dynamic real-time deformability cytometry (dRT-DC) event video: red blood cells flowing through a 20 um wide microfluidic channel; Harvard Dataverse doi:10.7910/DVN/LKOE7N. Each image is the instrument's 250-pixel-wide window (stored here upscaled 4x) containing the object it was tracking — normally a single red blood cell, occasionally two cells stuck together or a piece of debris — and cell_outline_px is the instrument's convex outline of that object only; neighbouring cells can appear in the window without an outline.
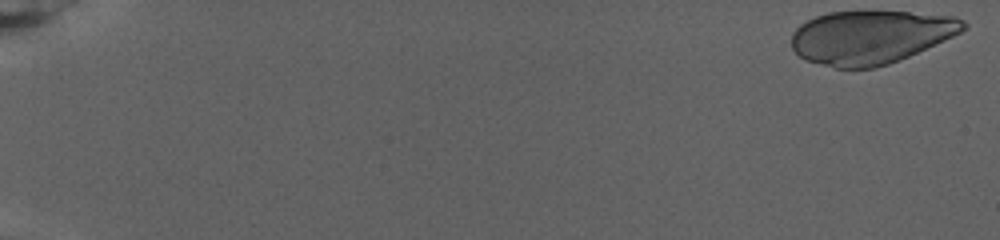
{"species": "human", "species_latin": "Homo sapiens", "temperature_condition": "warm", "stored_images_in_passage": 81, "camera_frame_rate_fps": 3000, "um_per_image_px": 0.085, "donor": {"sex": "female"}, "frame": {"image": 1, "passage_image": 1, "time_ms": 0.0, "image_size_px": [1000, 240], "cell_outline_px": [[968, 28], [952, 36], [908, 56], [888, 64], [872, 68], [836, 68], [804, 60], [792, 48], [792, 32], [800, 24], [816, 16], [828, 12], [908, 12], [952, 16], [964, 20], [968, 24]], "centroid_in_image_um": [73.97, 3.15], "position_along_channel_um": 11.0, "area_um2": 53.06}}
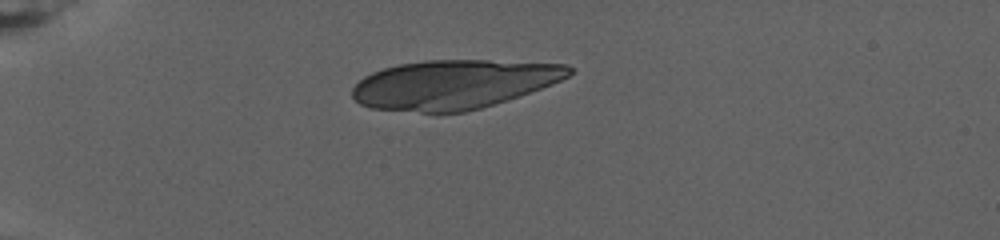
{"frame": {"image": 2, "passage_image": 23, "time_ms": 7.333, "image_size_px": [1000, 240], "cell_outline_px": [[572, 72], [568, 76], [560, 80], [540, 88], [480, 108], [464, 112], [420, 112], [372, 108], [360, 104], [352, 96], [352, 88], [364, 76], [372, 72], [384, 68], [400, 64], [424, 60], [488, 60], [564, 64], [572, 68]], "centroid_in_image_um": [38.52, 7.16], "position_along_channel_um": 46.5, "area_um2": 61.27}}